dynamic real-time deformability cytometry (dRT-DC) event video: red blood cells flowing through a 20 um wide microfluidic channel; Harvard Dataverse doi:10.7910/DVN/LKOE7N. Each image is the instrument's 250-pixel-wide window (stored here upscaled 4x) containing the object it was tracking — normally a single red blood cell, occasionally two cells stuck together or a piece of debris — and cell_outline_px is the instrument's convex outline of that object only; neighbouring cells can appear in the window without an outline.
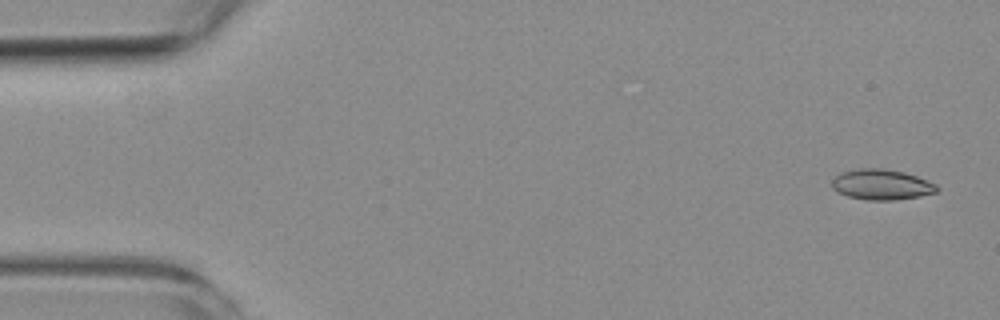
{"species": "common noctule bat (a hibernating species)", "species_latin": "Nyctalus noctula", "temperature_condition": "room temperature", "stored_images_in_passage": 6, "camera_frame_rate_fps": 3000, "um_per_image_px": 0.085, "animal": {"sex": "female", "body_mass_g": 19.3, "forearm_length_mm": 54.1}, "frame": {"image": 1, "passage_image": 1, "time_ms": 0.0, "image_size_px": [1000, 320], "cell_outline_px": [[940, 188], [936, 192], [920, 196], [892, 200], [864, 200], [848, 196], [832, 188], [832, 180], [840, 172], [860, 168], [884, 168], [904, 172], [928, 180], [936, 184]], "centroid_in_image_um": [74.94, 15.68], "position_along_channel_um": 10.1, "area_um2": 18.67}}
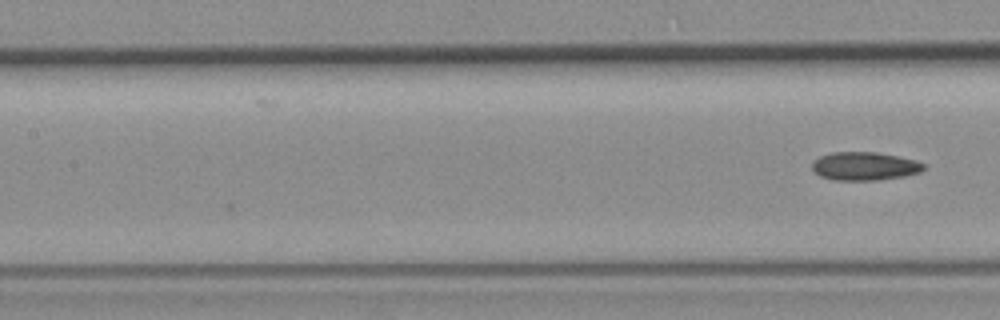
{"frame": {"image": 2, "passage_image": 6, "time_ms": 6.667, "image_size_px": [1000, 320], "cell_outline_px": [[924, 168], [920, 172], [904, 176], [880, 180], [832, 180], [820, 176], [812, 172], [812, 160], [820, 156], [832, 152], [876, 152], [916, 160], [924, 164]], "centroid_in_image_um": [73.44, 14.13], "position_along_channel_um": 134.0, "area_um2": 18.55}}